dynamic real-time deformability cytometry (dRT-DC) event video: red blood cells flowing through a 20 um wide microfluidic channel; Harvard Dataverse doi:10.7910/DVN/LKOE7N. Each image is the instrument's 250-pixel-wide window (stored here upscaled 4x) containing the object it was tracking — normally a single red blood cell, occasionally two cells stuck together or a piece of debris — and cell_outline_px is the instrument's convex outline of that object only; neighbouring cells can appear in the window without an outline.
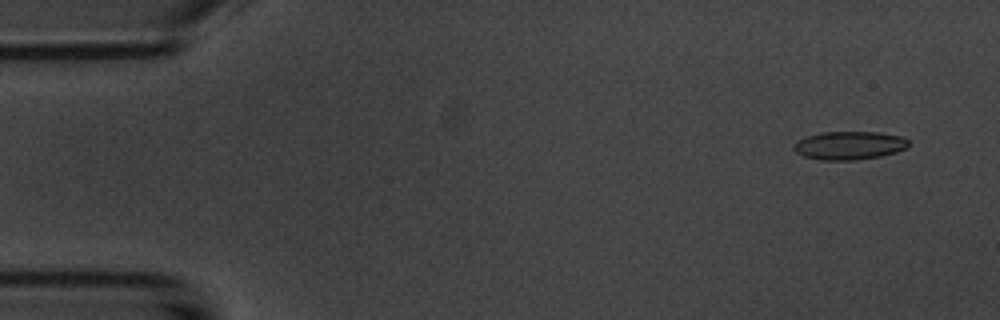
{"species": "common noctule bat (a hibernating species)", "species_latin": "Nyctalus noctula", "temperature_condition": "room temperature", "stored_images_in_passage": 53, "camera_frame_rate_fps": 3000, "um_per_image_px": 0.085, "animal": {"sex": "male", "body_mass_g": 20.1, "forearm_length_mm": 53.5}, "frame": {"image": 1, "passage_image": 4, "time_ms": 1.0, "image_size_px": [1000, 320], "cell_outline_px": [[908, 148], [896, 152], [880, 156], [856, 160], [820, 160], [804, 156], [796, 152], [792, 148], [792, 144], [796, 140], [820, 132], [880, 132], [900, 136], [908, 140]], "centroid_in_image_um": [72.16, 12.36], "position_along_channel_um": 12.8, "area_um2": 19.07}}
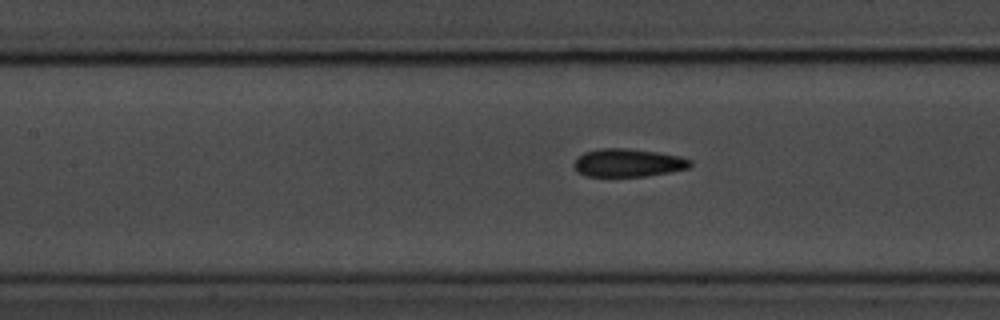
{"frame": {"image": 2, "passage_image": 24, "time_ms": 7.667, "image_size_px": [1000, 320], "cell_outline_px": [[692, 164], [688, 168], [668, 172], [644, 176], [588, 176], [576, 172], [572, 164], [584, 152], [600, 148], [628, 148], [656, 152], [680, 156], [692, 160]], "centroid_in_image_um": [53.37, 13.83], "position_along_channel_um": 154.0, "area_um2": 18.96}}
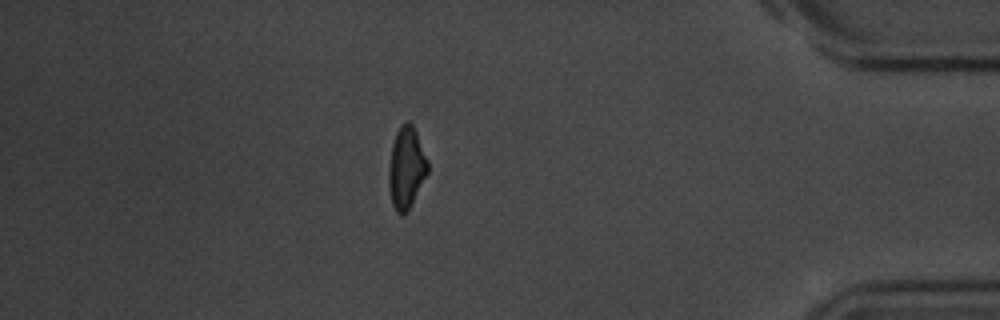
{"frame": {"image": 3, "passage_image": 47, "time_ms": 15.333, "image_size_px": [1000, 320], "cell_outline_px": [[428, 172], [408, 208], [400, 216], [396, 212], [392, 204], [388, 184], [388, 172], [392, 144], [396, 132], [400, 124], [404, 120], [408, 120], [412, 124], [416, 132], [428, 160]], "centroid_in_image_um": [34.52, 14.2], "position_along_channel_um": 400.7, "area_um2": 18.38}, "authors_computed_cell_mechanics": {"area_um2": 19.074, "velocity_mm_per_s": 3.7427, "shape_relaxation_time_tau1_ms": 3.1302, "shape_relaxation_time_tau2_ms": 3.5349, "deformation_change_tau1": 0.1123, "deformation_change_tau2": 0.0989}}